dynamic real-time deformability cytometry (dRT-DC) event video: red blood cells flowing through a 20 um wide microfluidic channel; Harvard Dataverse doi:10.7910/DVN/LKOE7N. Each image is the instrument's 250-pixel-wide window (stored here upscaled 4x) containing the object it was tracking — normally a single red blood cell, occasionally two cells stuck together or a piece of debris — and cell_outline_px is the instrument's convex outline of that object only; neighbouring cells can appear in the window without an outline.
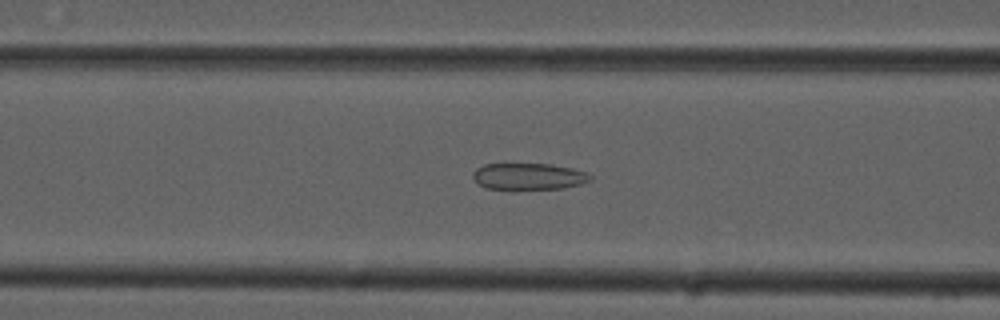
{"species": "common noctule bat (a hibernating species)", "species_latin": "Nyctalus noctula", "temperature_condition": "cold", "stored_images_in_passage": 53, "camera_frame_rate_fps": 3000, "um_per_image_px": 0.085, "animal": {"sex": "male", "forearm_length_mm": 52.5}, "frame": {"image": 1, "passage_image": 21, "time_ms": 6.667, "image_size_px": [1000, 320], "cell_outline_px": [[592, 180], [580, 184], [564, 188], [484, 188], [472, 176], [472, 172], [476, 168], [484, 164], [552, 164], [572, 168], [588, 172], [592, 176]], "centroid_in_image_um": [44.97, 14.97], "position_along_channel_um": 121.6, "area_um2": 17.98}}
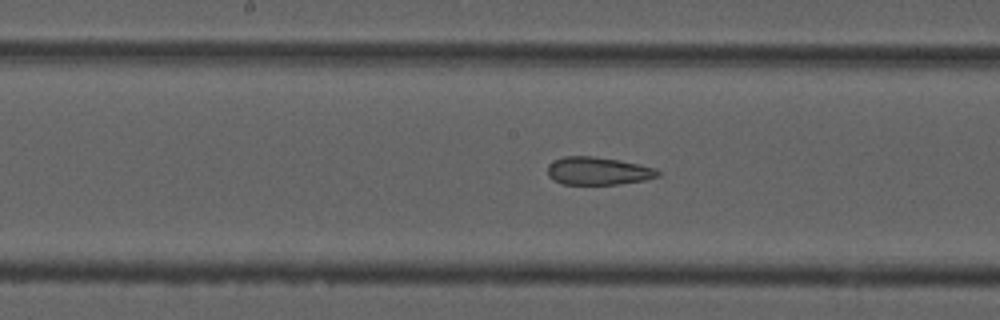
{"frame": {"image": 2, "passage_image": 27, "time_ms": 8.667, "image_size_px": [1000, 320], "cell_outline_px": [[660, 176], [644, 180], [616, 184], [560, 184], [548, 176], [548, 164], [552, 160], [564, 156], [592, 156], [620, 160], [640, 164], [656, 168], [660, 172]], "centroid_in_image_um": [50.82, 14.52], "position_along_channel_um": 197.4, "area_um2": 18.03}}
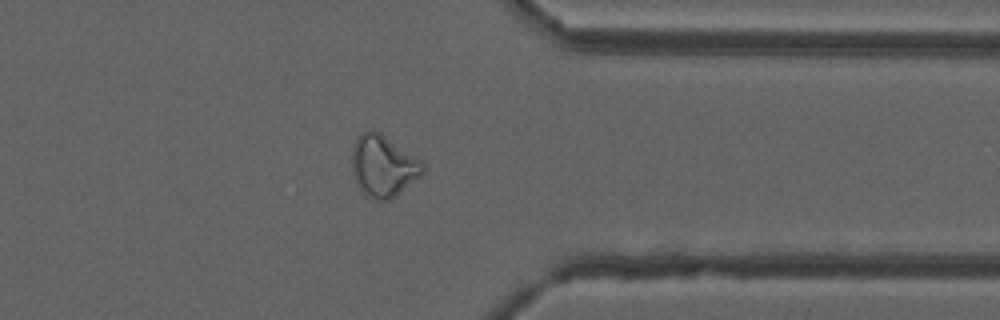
{"frame": {"image": 3, "passage_image": 42, "time_ms": 13.667, "image_size_px": [1000, 320], "cell_outline_px": [[424, 172], [420, 176], [400, 192], [388, 200], [372, 200], [364, 196], [356, 184], [352, 176], [352, 148], [356, 140], [364, 132], [372, 128], [380, 132], [424, 160]], "centroid_in_image_um": [32.57, 14.11], "position_along_channel_um": 378.8, "area_um2": 25.89}, "authors_computed_cell_mechanics": {"area_um2": 24.4494, "velocity_mm_per_s": 3.7825, "shape_relaxation_time_tau1_ms": null, "shape_relaxation_time_tau2_ms": 2.5171, "deformation_change_tau1": null, "deformation_change_tau2": 0.0897}}